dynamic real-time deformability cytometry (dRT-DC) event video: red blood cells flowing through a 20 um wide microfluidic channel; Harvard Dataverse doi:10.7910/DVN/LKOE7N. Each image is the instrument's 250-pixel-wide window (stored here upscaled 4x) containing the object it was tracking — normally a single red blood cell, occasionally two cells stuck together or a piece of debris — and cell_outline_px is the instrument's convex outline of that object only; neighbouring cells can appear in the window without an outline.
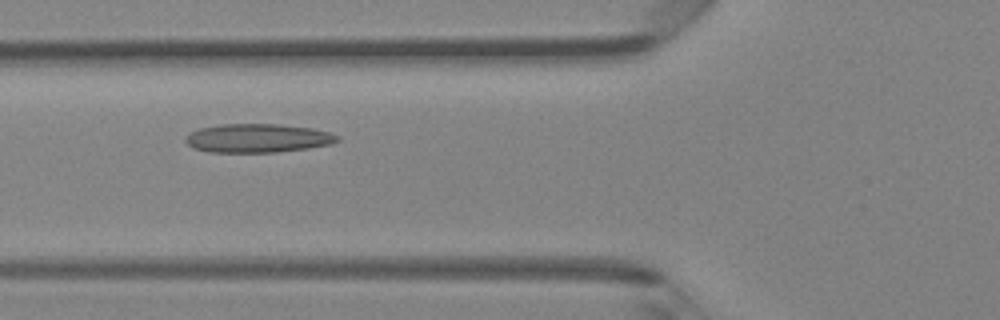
{"species": "Egyptian fruit bat (a non-hibernating species)", "species_latin": "Rousettus aegyptiacus", "temperature_condition": "room temperature", "stored_images_in_passage": 42, "camera_frame_rate_fps": 3000, "um_per_image_px": 0.085, "animal": {"sex": "female"}, "frame": {"image": 1, "passage_image": 12, "time_ms": 3.667, "image_size_px": [1000, 320], "cell_outline_px": [[340, 140], [332, 144], [308, 148], [276, 152], [208, 152], [192, 148], [184, 140], [184, 136], [188, 132], [200, 128], [220, 124], [280, 124], [312, 128], [328, 132], [340, 136]], "centroid_in_image_um": [21.87, 11.74], "position_along_channel_um": 103.9, "area_um2": 25.66}}
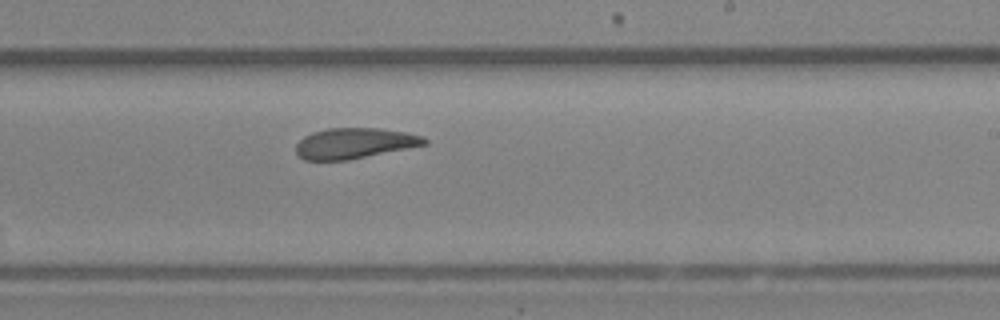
{"frame": {"image": 2, "passage_image": 23, "time_ms": 7.333, "image_size_px": [1000, 320], "cell_outline_px": [[428, 144], [348, 160], [304, 160], [296, 152], [296, 144], [304, 136], [312, 132], [328, 128], [380, 128], [408, 132], [424, 136], [428, 140]], "centroid_in_image_um": [30.16, 12.17], "position_along_channel_um": 258.8, "area_um2": 23.0}}
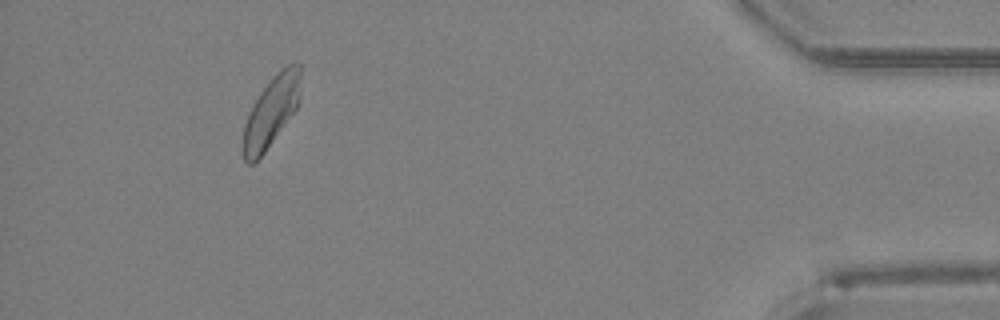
{"frame": {"image": 3, "passage_image": 38, "time_ms": 12.333, "image_size_px": [1000, 320], "cell_outline_px": [[300, 100], [296, 108], [264, 152], [252, 164], [248, 164], [244, 160], [240, 148], [240, 144], [244, 124], [248, 112], [252, 104], [260, 92], [276, 72], [280, 68], [296, 60], [300, 64]], "centroid_in_image_um": [23.01, 9.47], "position_along_channel_um": 412.2, "area_um2": 23.87}, "authors_computed_cell_mechanics": {"area_um2": 24.1315, "velocity_mm_per_s": 4.255, "shape_relaxation_time_tau1_ms": null, "shape_relaxation_time_tau2_ms": 3.6087, "deformation_change_tau1": null, "deformation_change_tau2": 0.0801}}